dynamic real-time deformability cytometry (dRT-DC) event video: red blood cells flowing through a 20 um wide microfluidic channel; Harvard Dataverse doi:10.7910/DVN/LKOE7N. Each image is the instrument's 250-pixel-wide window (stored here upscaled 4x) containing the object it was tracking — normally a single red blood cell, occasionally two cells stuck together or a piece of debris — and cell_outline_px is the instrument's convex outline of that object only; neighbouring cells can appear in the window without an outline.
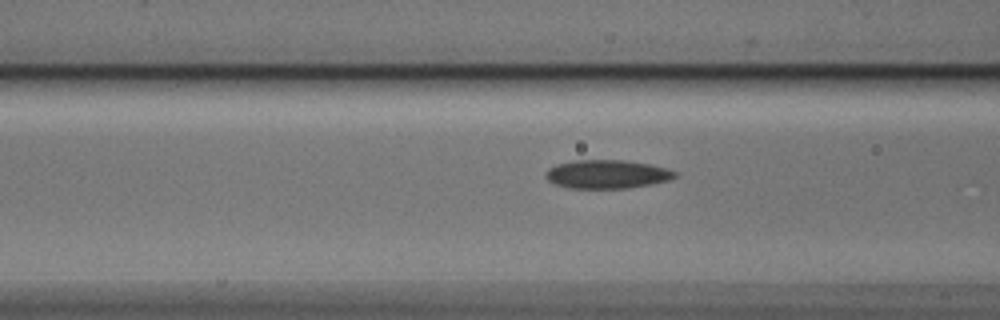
{"species": "Egyptian fruit bat (a non-hibernating species)", "species_latin": "Rousettus aegyptiacus", "temperature_condition": "cold", "stored_images_in_passage": 13, "camera_frame_rate_fps": 3000, "um_per_image_px": 0.085, "animal": {"sex": "male"}, "frame": {"image": 1, "passage_image": 10, "time_ms": 3.0, "image_size_px": [1000, 320], "cell_outline_px": [[676, 176], [668, 180], [648, 184], [624, 188], [568, 188], [556, 184], [548, 180], [544, 172], [548, 168], [556, 164], [572, 160], [624, 160], [648, 164], [664, 168], [676, 172]], "centroid_in_image_um": [51.52, 14.8], "position_along_channel_um": 115.1, "area_um2": 21.27}}